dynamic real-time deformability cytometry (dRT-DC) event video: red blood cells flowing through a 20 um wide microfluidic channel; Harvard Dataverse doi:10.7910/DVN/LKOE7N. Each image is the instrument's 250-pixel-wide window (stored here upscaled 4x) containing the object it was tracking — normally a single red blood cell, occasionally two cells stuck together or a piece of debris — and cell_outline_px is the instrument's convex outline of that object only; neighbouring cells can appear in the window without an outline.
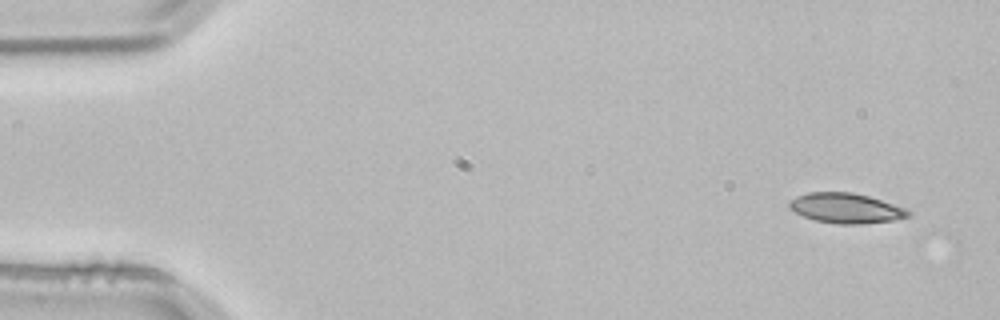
{"species": "common noctule bat (a hibernating species)", "species_latin": "Nyctalus noctula", "temperature_condition": "room temperature", "stored_images_in_passage": 3, "camera_frame_rate_fps": 3000, "um_per_image_px": 0.085, "animal": {"sex": "male", "body_mass_g": 21.5, "forearm_length_mm": 52.0}, "frame": {"image": 1, "passage_image": 1, "time_ms": 0.0, "image_size_px": [1000, 320], "cell_outline_px": [[912, 216], [892, 220], [860, 224], [836, 224], [816, 220], [804, 216], [788, 208], [788, 200], [796, 196], [808, 192], [852, 192], [868, 196], [904, 208], [912, 212]], "centroid_in_image_um": [71.87, 17.69], "position_along_channel_um": 13.1, "area_um2": 20.75}}
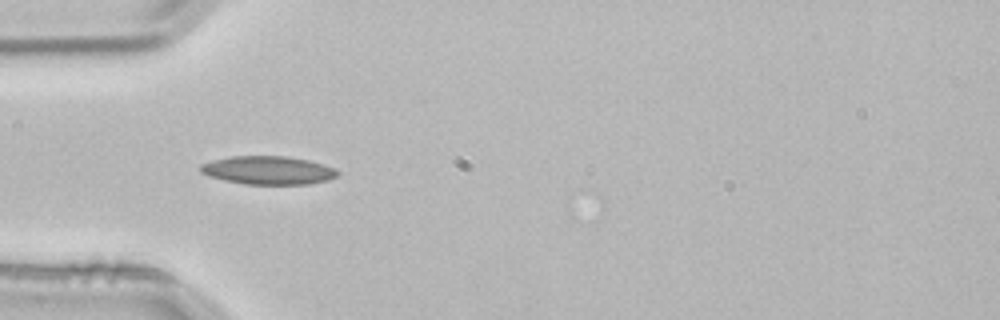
{"frame": {"image": 2, "passage_image": 3, "time_ms": 0.667, "image_size_px": [1000, 320], "cell_outline_px": [[340, 176], [328, 180], [308, 184], [244, 184], [224, 180], [208, 176], [200, 172], [200, 164], [212, 160], [232, 156], [284, 156], [308, 160], [324, 164], [340, 172]], "centroid_in_image_um": [22.79, 14.47], "position_along_channel_um": 62.2, "area_um2": 22.72}}